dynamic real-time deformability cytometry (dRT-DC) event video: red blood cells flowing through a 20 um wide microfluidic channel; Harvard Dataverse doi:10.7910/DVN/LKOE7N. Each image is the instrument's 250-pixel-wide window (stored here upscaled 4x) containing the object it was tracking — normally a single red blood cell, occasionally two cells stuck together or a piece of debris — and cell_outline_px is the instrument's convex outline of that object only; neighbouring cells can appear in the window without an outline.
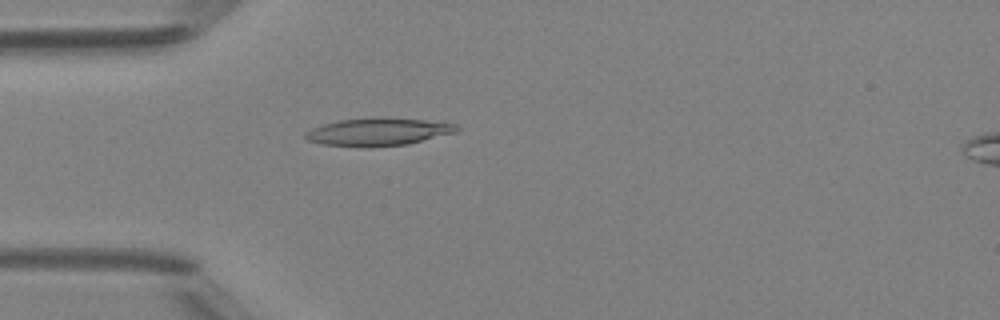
{"species": "Egyptian fruit bat (a non-hibernating species)", "species_latin": "Rousettus aegyptiacus", "temperature_condition": "room temperature", "stored_images_in_passage": 41, "camera_frame_rate_fps": 3000, "um_per_image_px": 0.085, "animal": {"sex": "female"}, "frame": {"image": 1, "passage_image": 7, "time_ms": 2.0, "image_size_px": [1000, 320], "cell_outline_px": [[460, 128], [456, 132], [408, 144], [368, 148], [360, 148], [324, 144], [308, 140], [304, 136], [304, 132], [312, 128], [324, 124], [340, 120], [424, 120], [456, 124]], "centroid_in_image_um": [32.11, 11.27], "position_along_channel_um": 52.9, "area_um2": 23.52}}
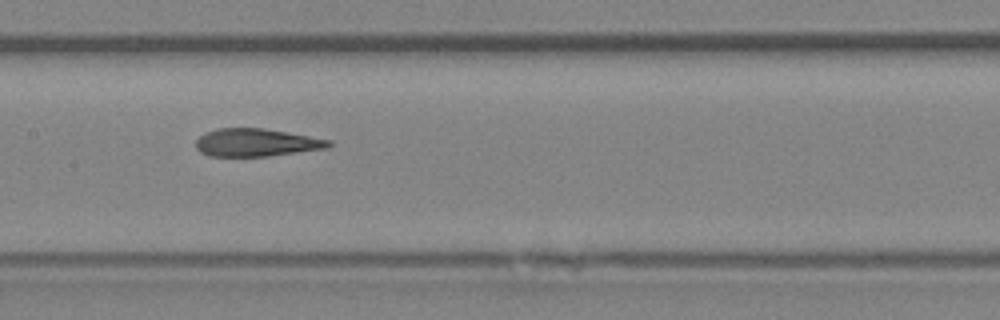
{"frame": {"image": 2, "passage_image": 17, "time_ms": 5.333, "image_size_px": [1000, 320], "cell_outline_px": [[332, 144], [328, 148], [268, 156], [208, 156], [200, 152], [196, 148], [196, 140], [204, 132], [216, 128], [264, 128], [332, 140]], "centroid_in_image_um": [21.77, 12.11], "position_along_channel_um": 185.6, "area_um2": 21.62}}
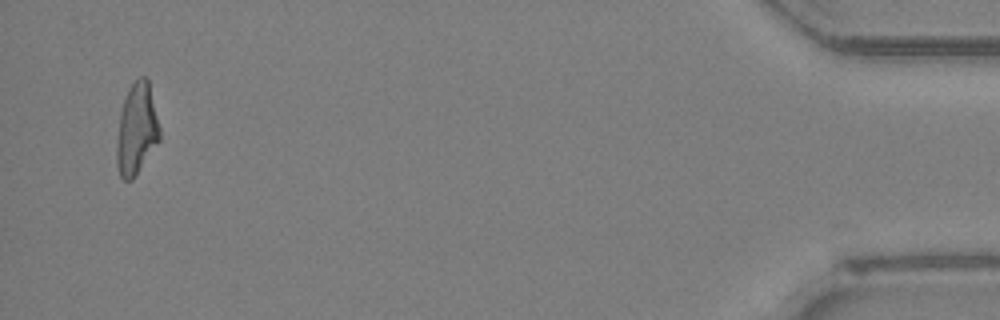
{"frame": {"image": 3, "passage_image": 40, "time_ms": 13.0, "image_size_px": [1000, 320], "cell_outline_px": [[160, 140], [136, 176], [132, 180], [124, 180], [120, 176], [116, 164], [116, 144], [120, 112], [128, 88], [140, 76], [144, 76], [148, 80], [160, 128]], "centroid_in_image_um": [11.61, 11.02], "position_along_channel_um": 423.6, "area_um2": 22.95}, "authors_computed_cell_mechanics": {"area_um2": 22.6576, "velocity_mm_per_s": 4.2352, "shape_relaxation_time_tau1_ms": null, "shape_relaxation_time_tau2_ms": 1.8003, "deformation_change_tau1": null, "deformation_change_tau2": 0.1233}}